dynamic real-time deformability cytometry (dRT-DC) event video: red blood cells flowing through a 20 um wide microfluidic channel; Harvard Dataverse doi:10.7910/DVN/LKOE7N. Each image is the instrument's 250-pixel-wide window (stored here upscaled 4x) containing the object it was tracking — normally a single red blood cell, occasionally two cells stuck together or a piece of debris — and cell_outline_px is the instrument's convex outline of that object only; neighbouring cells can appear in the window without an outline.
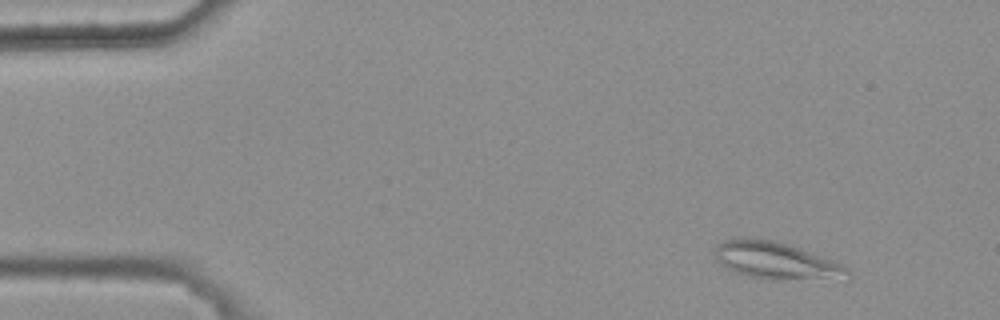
{"species": "common noctule bat (a hibernating species)", "species_latin": "Nyctalus noctula", "temperature_condition": "warm", "stored_images_in_passage": 8, "camera_frame_rate_fps": 3000, "um_per_image_px": 0.085, "animal": {"sex": "female", "body_mass_g": 25.1}, "frame": {"image": 1, "passage_image": 1, "time_ms": 0.0, "image_size_px": [1000, 320], "cell_outline_px": [[852, 276], [848, 280], [764, 280], [748, 276], [736, 272], [720, 264], [712, 252], [716, 244], [724, 240], [736, 236], [744, 236], [772, 240], [800, 248], [840, 264], [848, 268], [852, 272]], "centroid_in_image_um": [65.97, 22.17], "position_along_channel_um": 19.0, "area_um2": 29.65}}
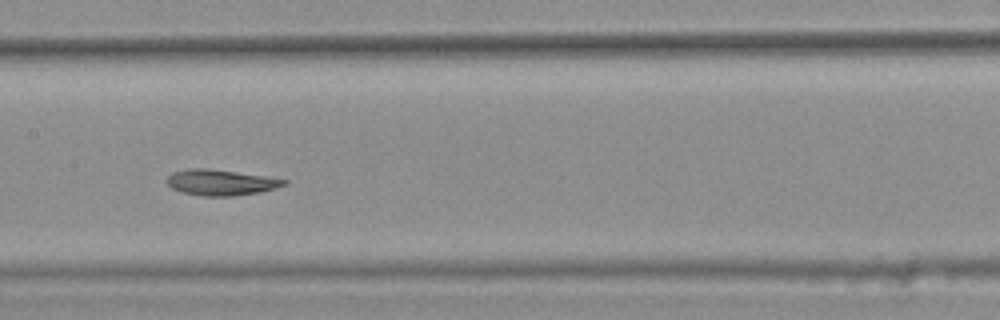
{"frame": {"image": 2, "passage_image": 7, "time_ms": 2.0, "image_size_px": [1000, 320], "cell_outline_px": [[288, 184], [276, 188], [260, 192], [232, 196], [200, 196], [180, 192], [172, 188], [164, 180], [172, 172], [188, 168], [208, 168], [264, 176], [288, 180]], "centroid_in_image_um": [18.73, 15.51], "position_along_channel_um": 188.7, "area_um2": 17.74}}
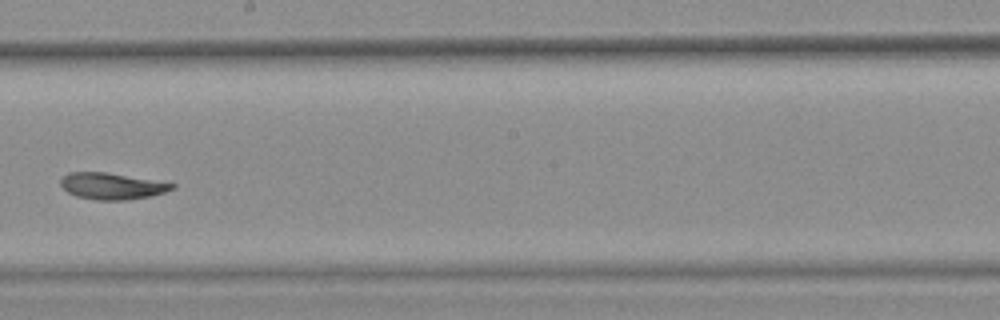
{"frame": {"image": 3, "passage_image": 8, "time_ms": 2.333, "image_size_px": [1000, 320], "cell_outline_px": [[176, 188], [152, 196], [128, 200], [96, 200], [76, 196], [68, 192], [60, 184], [60, 180], [68, 172], [108, 172], [176, 184]], "centroid_in_image_um": [9.52, 15.82], "position_along_channel_um": 238.7, "area_um2": 17.22}}